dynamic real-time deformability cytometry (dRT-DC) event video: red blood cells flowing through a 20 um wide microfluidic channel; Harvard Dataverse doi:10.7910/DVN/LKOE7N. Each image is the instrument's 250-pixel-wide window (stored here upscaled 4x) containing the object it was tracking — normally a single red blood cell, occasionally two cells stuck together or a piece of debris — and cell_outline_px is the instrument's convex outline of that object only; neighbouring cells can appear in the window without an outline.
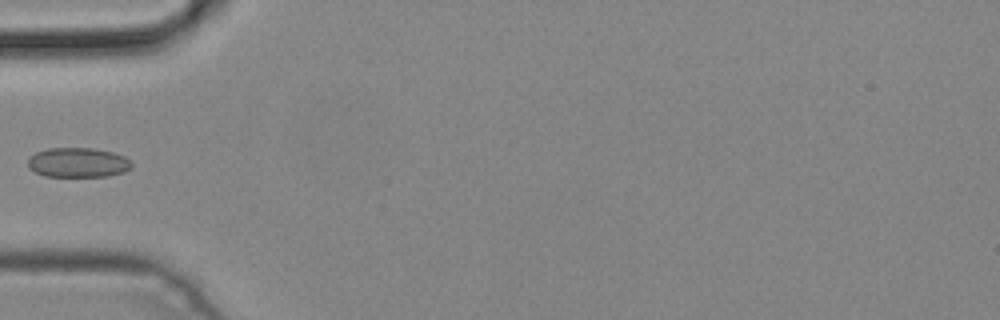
{"species": "common noctule bat (a hibernating species)", "species_latin": "Nyctalus noctula", "temperature_condition": "cold", "stored_images_in_passage": 5, "camera_frame_rate_fps": 3000, "um_per_image_px": 0.085, "animal": {"sex": "male", "body_mass_g": 19.2, "forearm_length_mm": 51.8}, "frame": {"image": 1, "passage_image": 5, "time_ms": 1.333, "image_size_px": [1000, 320], "cell_outline_px": [[132, 168], [124, 172], [108, 176], [44, 176], [28, 168], [28, 160], [36, 152], [48, 148], [92, 148], [112, 152], [124, 156], [132, 164]], "centroid_in_image_um": [6.63, 13.81], "position_along_channel_um": 78.4, "area_um2": 17.86}}